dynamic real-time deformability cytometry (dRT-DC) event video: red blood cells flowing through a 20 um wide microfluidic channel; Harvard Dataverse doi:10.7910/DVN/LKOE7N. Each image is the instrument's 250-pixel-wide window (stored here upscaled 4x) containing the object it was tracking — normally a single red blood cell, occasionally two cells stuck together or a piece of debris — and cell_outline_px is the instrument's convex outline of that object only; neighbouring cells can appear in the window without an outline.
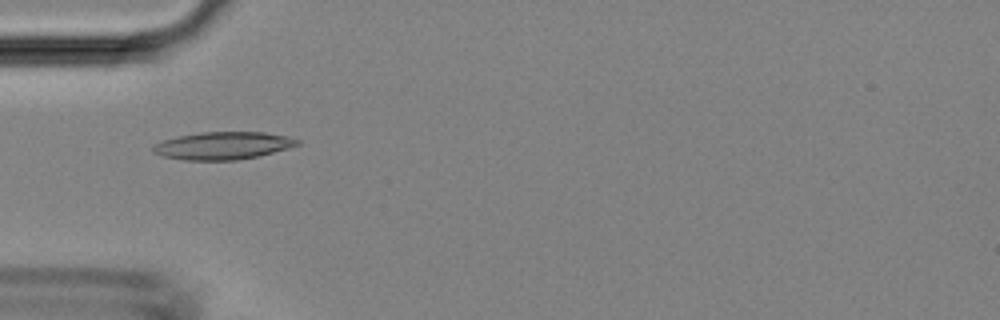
{"species": "Egyptian fruit bat (a non-hibernating species)", "species_latin": "Rousettus aegyptiacus", "temperature_condition": "room temperature", "stored_images_in_passage": 47, "camera_frame_rate_fps": 3000, "um_per_image_px": 0.085, "animal": {"sex": "female"}, "frame": {"image": 1, "passage_image": 15, "time_ms": 4.667, "image_size_px": [1000, 320], "cell_outline_px": [[300, 144], [288, 148], [260, 156], [236, 160], [184, 160], [164, 156], [152, 152], [152, 148], [156, 144], [164, 140], [180, 136], [200, 132], [264, 132], [288, 136], [300, 140]], "centroid_in_image_um": [18.99, 12.38], "position_along_channel_um": 66.0, "area_um2": 23.12}}
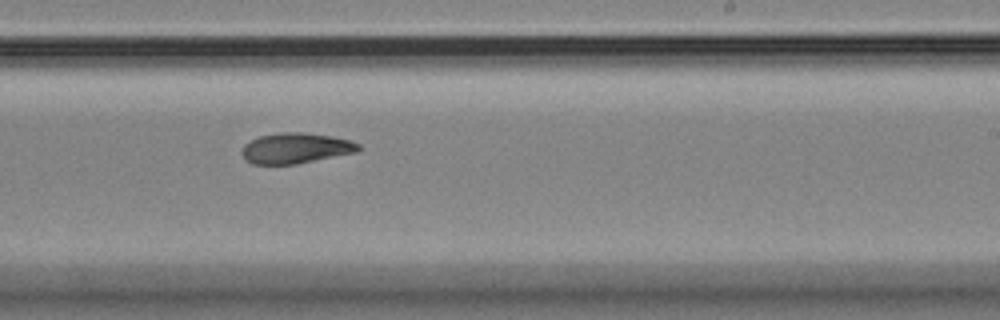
{"frame": {"image": 2, "passage_image": 29, "time_ms": 9.333, "image_size_px": [1000, 320], "cell_outline_px": [[360, 148], [356, 152], [296, 164], [252, 164], [244, 160], [240, 152], [244, 144], [260, 136], [284, 132], [300, 132], [332, 136], [348, 140], [360, 144]], "centroid_in_image_um": [25.09, 12.6], "position_along_channel_um": 263.9, "area_um2": 20.63}}
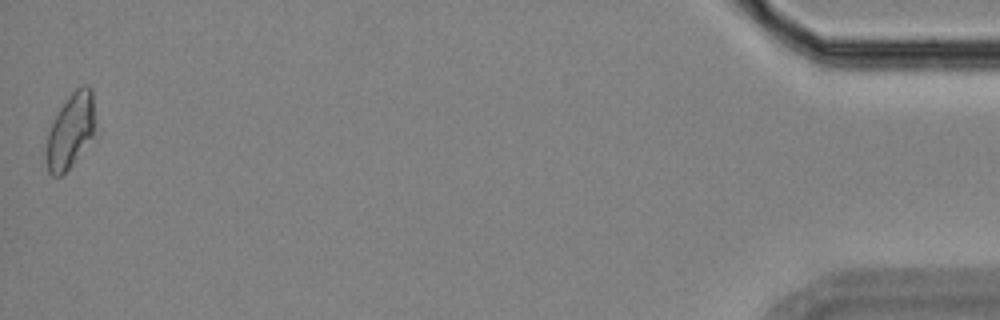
{"frame": {"image": 3, "passage_image": 47, "time_ms": 15.333, "image_size_px": [1000, 320], "cell_outline_px": [[96, 120], [92, 136], [72, 164], [60, 176], [52, 176], [48, 172], [44, 156], [44, 152], [48, 132], [52, 120], [68, 96], [76, 88], [84, 84], [88, 84], [92, 88]], "centroid_in_image_um": [5.97, 11.08], "position_along_channel_um": 429.2, "area_um2": 21.62}}